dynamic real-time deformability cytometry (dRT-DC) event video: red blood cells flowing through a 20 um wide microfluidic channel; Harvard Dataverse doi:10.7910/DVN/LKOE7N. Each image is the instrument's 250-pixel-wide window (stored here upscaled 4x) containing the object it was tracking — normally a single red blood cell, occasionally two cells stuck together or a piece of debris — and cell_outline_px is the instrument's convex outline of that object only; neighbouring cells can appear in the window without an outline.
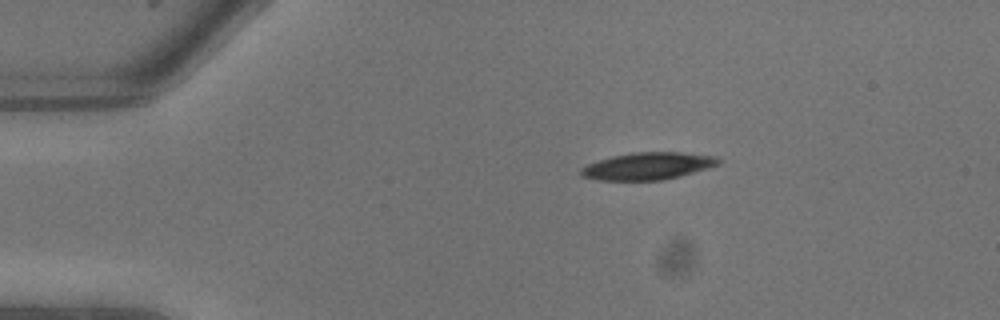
{"species": "common noctule bat (a hibernating species)", "species_latin": "Nyctalus noctula", "temperature_condition": "warm", "stored_images_in_passage": 5, "camera_frame_rate_fps": 3000, "um_per_image_px": 0.085, "animal": {"sex": "male", "body_mass_g": 13.3}, "frame": {"image": 1, "passage_image": 1, "time_ms": 0.0, "image_size_px": [1000, 320], "cell_outline_px": [[720, 164], [708, 168], [664, 180], [600, 180], [580, 176], [580, 168], [588, 164], [612, 156], [632, 152], [680, 152], [716, 156], [720, 160]], "centroid_in_image_um": [55.06, 14.11], "position_along_channel_um": 29.9, "area_um2": 21.73}}
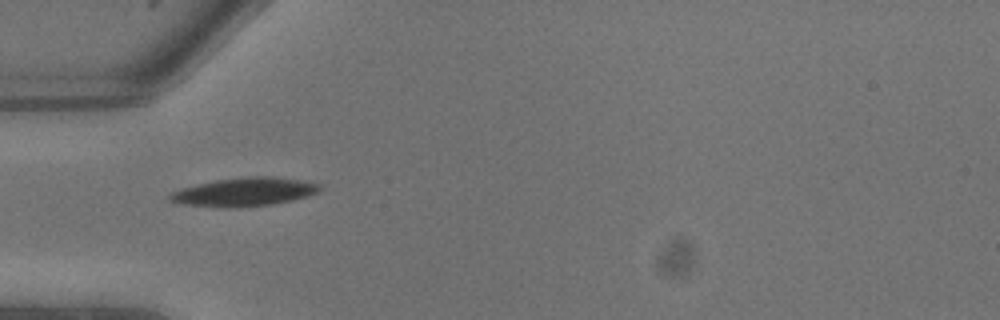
{"frame": {"image": 2, "passage_image": 4, "time_ms": 1.0, "image_size_px": [1000, 320], "cell_outline_px": [[320, 192], [308, 196], [292, 200], [272, 204], [236, 208], [224, 208], [176, 204], [168, 200], [168, 196], [172, 192], [184, 188], [216, 180], [248, 176], [268, 176], [300, 180], [320, 184]], "centroid_in_image_um": [20.75, 16.33], "position_along_channel_um": 64.3, "area_um2": 24.97}}